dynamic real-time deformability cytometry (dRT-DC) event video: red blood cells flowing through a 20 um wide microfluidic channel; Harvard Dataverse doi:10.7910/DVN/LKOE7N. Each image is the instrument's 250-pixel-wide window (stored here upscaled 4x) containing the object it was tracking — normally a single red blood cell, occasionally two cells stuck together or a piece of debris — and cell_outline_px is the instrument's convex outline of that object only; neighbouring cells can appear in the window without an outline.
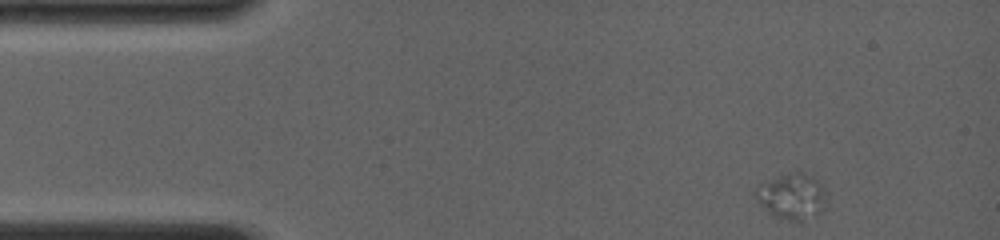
{"species": "common noctule bat (a hibernating species)", "species_latin": "Nyctalus noctula", "temperature_condition": "room temperature", "stored_images_in_passage": 44, "camera_frame_rate_fps": 4000, "um_per_image_px": 0.085, "animal": {"sex": "female", "body_mass_g": 19.0, "forearm_length_mm": 56.7}, "frame": {"image": 1, "passage_image": 1, "time_ms": 0.0, "image_size_px": [1000, 240], "cell_outline_px": [[828, 208], [824, 212], [800, 224], [776, 216], [768, 212], [752, 196], [756, 188], [788, 172], [804, 172], [824, 184], [828, 200]], "centroid_in_image_um": [67.43, 16.75], "position_along_channel_um": 17.6, "area_um2": 19.65}}
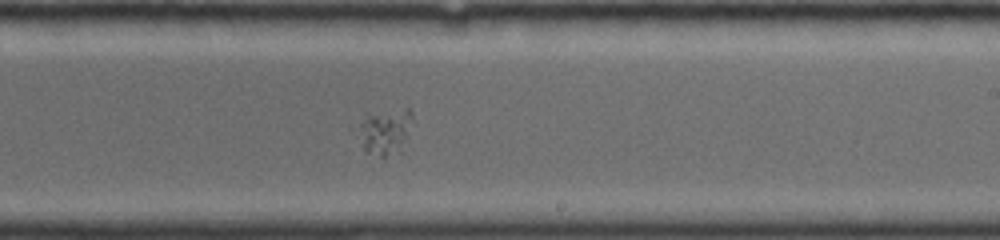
{"frame": {"image": 2, "passage_image": 26, "time_ms": 8.5, "image_size_px": [1000, 240], "cell_outline_px": [[412, 116], [408, 140], [400, 152], [384, 156], [380, 156], [364, 152], [360, 128], [360, 124], [368, 116], [404, 108], [408, 108], [412, 112]], "centroid_in_image_um": [32.83, 11.22], "position_along_channel_um": 256.2, "area_um2": 13.93}}
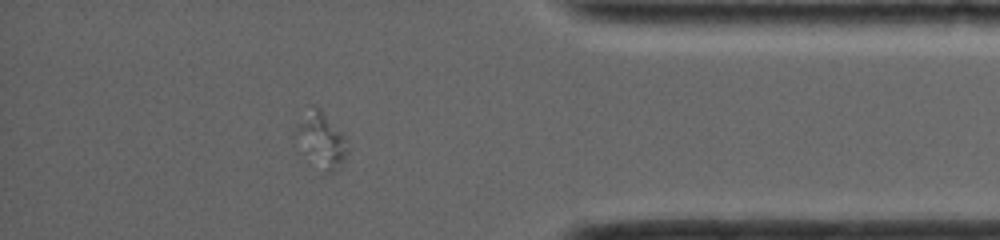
{"frame": {"image": 3, "passage_image": 38, "time_ms": 12.75, "image_size_px": [1000, 240], "cell_outline_px": [[348, 152], [340, 168], [324, 176], [320, 176], [296, 132], [296, 124], [308, 104], [312, 104], [320, 108], [324, 112], [340, 132], [348, 148]], "centroid_in_image_um": [27.32, 11.92], "position_along_channel_um": 407.9, "area_um2": 16.53}}